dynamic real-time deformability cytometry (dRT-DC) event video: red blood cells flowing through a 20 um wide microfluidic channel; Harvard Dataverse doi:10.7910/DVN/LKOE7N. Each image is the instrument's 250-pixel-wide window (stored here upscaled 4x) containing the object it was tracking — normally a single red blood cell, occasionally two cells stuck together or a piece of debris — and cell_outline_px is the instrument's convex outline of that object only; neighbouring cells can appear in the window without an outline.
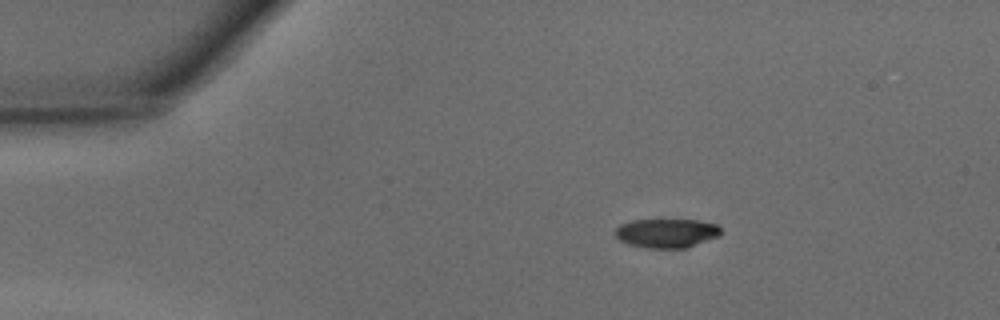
{"species": "common noctule bat (a hibernating species)", "species_latin": "Nyctalus noctula", "temperature_condition": "warm", "stored_images_in_passage": 40, "camera_frame_rate_fps": 3000, "um_per_image_px": 0.085, "animal": {"sex": "male", "body_mass_g": 15.6}, "frame": {"image": 1, "passage_image": 2, "time_ms": 0.333, "image_size_px": [1000, 320], "cell_outline_px": [[720, 236], [684, 248], [648, 248], [628, 244], [620, 240], [616, 236], [616, 228], [620, 224], [632, 220], [696, 220], [716, 224], [720, 228]], "centroid_in_image_um": [56.65, 19.81], "position_along_channel_um": 28.4, "area_um2": 17.74}}
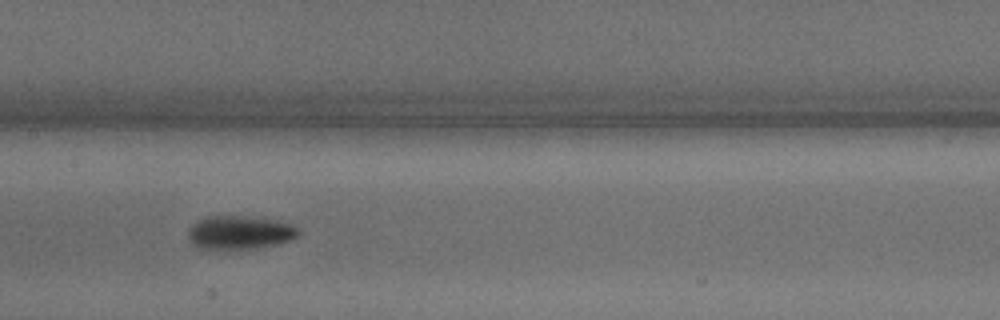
{"frame": {"image": 2, "passage_image": 17, "time_ms": 5.333, "image_size_px": [1000, 320], "cell_outline_px": [[300, 232], [296, 236], [288, 240], [272, 244], [248, 248], [200, 248], [192, 244], [188, 240], [188, 228], [200, 220], [208, 216], [236, 216], [276, 220], [288, 224], [296, 228]], "centroid_in_image_um": [20.3, 19.75], "position_along_channel_um": 187.1, "area_um2": 20.69}}
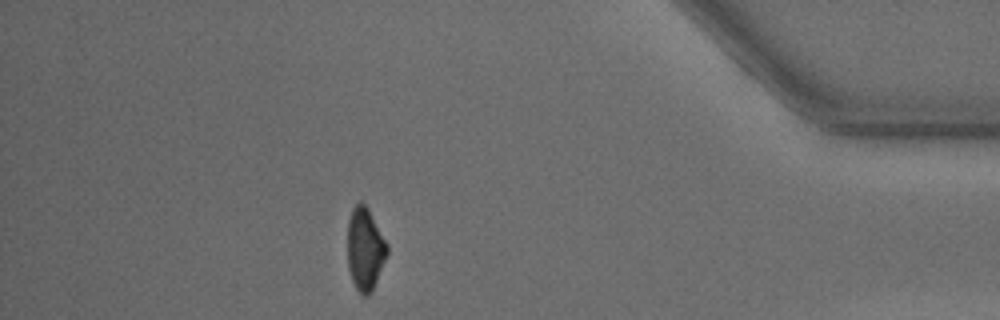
{"frame": {"image": 3, "passage_image": 35, "time_ms": 11.333, "image_size_px": [1000, 320], "cell_outline_px": [[388, 252], [372, 292], [368, 296], [364, 296], [356, 288], [352, 280], [348, 268], [348, 220], [352, 208], [360, 200], [368, 208], [388, 244]], "centroid_in_image_um": [31.03, 21.16], "position_along_channel_um": 404.2, "area_um2": 19.07}, "authors_computed_cell_mechanics": {"area_um2": 19.4208, "velocity_mm_per_s": 4.3461, "shape_relaxation_time_tau1_ms": 1.5854, "shape_relaxation_time_tau2_ms": null, "deformation_change_tau1": 0.1511, "deformation_change_tau2": null}}